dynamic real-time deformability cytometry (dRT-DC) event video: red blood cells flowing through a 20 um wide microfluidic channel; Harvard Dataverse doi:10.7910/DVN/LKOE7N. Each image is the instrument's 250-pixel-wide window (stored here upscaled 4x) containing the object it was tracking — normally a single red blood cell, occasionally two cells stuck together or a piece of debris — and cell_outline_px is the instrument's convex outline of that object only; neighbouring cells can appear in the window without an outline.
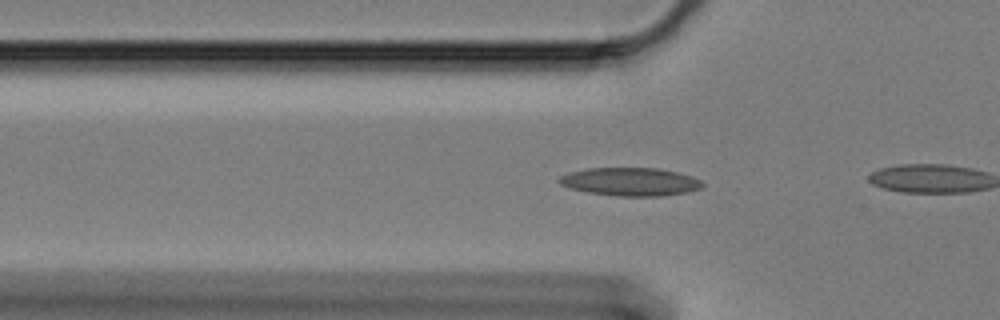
{"species": "Egyptian fruit bat (a non-hibernating species)", "species_latin": "Rousettus aegyptiacus", "temperature_condition": "cold", "stored_images_in_passage": 47, "camera_frame_rate_fps": 3000, "um_per_image_px": 0.085, "animal": {"sex": "female"}, "frame": {"image": 1, "passage_image": 19, "time_ms": 6.0, "image_size_px": [1000, 320], "cell_outline_px": [[704, 184], [700, 188], [688, 192], [664, 196], [616, 196], [588, 192], [572, 188], [560, 184], [556, 180], [560, 176], [568, 172], [588, 168], [656, 168], [676, 172], [692, 176], [700, 180]], "centroid_in_image_um": [53.57, 15.45], "position_along_channel_um": 72.2, "area_um2": 23.52}}
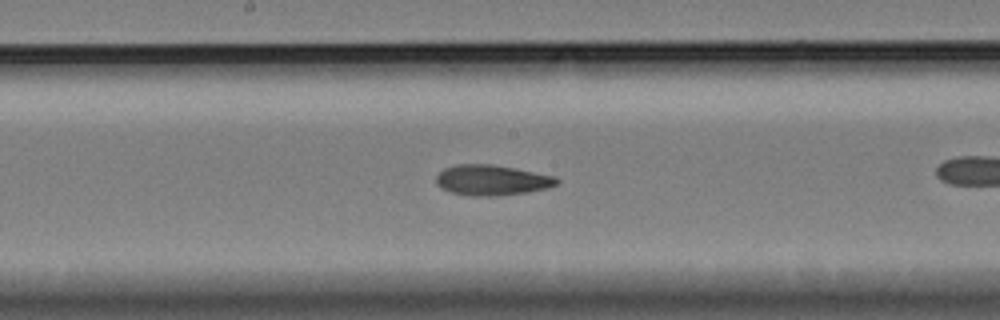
{"frame": {"image": 2, "passage_image": 31, "time_ms": 10.0, "image_size_px": [1000, 320], "cell_outline_px": [[560, 180], [556, 184], [548, 188], [528, 192], [496, 196], [468, 196], [452, 192], [440, 188], [436, 184], [436, 176], [444, 168], [456, 164], [492, 164], [556, 176]], "centroid_in_image_um": [41.79, 15.31], "position_along_channel_um": 206.4, "area_um2": 21.5}}
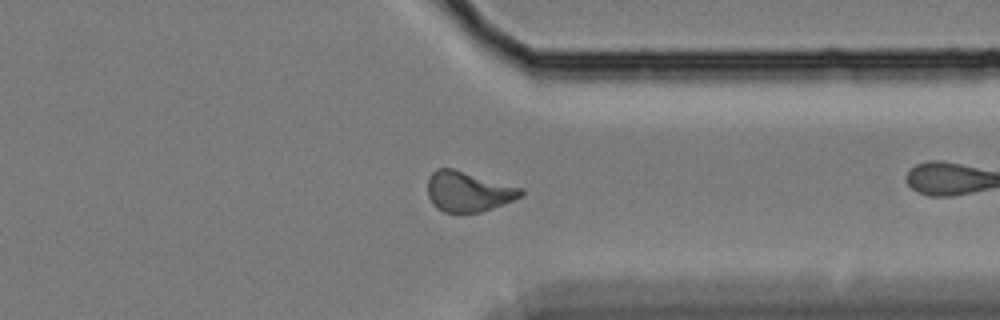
{"frame": {"image": 3, "passage_image": 46, "time_ms": 15.0, "image_size_px": [1000, 320], "cell_outline_px": [[524, 196], [492, 208], [480, 212], [444, 212], [436, 208], [432, 204], [428, 196], [428, 180], [432, 172], [436, 168], [452, 168], [524, 188]], "centroid_in_image_um": [39.81, 16.28], "position_along_channel_um": 371.6, "area_um2": 21.91}}